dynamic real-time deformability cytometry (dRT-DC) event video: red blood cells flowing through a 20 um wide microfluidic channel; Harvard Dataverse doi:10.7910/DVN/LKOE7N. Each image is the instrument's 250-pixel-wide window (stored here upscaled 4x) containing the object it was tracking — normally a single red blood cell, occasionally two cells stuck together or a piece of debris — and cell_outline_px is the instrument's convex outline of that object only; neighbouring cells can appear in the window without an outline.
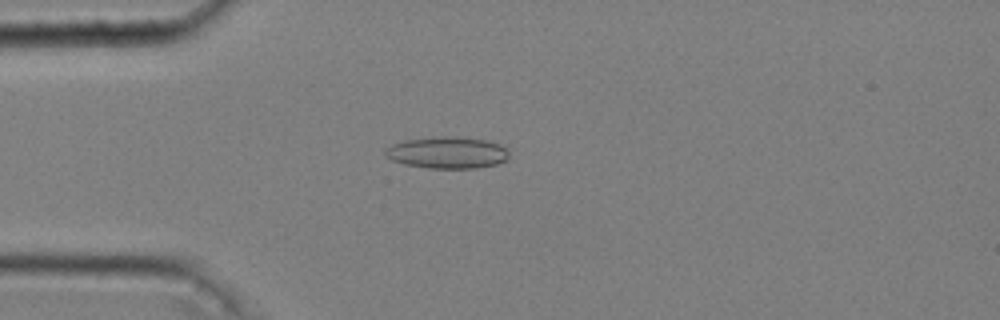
{"species": "common noctule bat (a hibernating species)", "species_latin": "Nyctalus noctula", "temperature_condition": "cold", "stored_images_in_passage": 51, "camera_frame_rate_fps": 3000, "um_per_image_px": 0.085, "animal": {"sex": "male", "body_mass_g": 20.4}, "frame": {"image": 1, "passage_image": 14, "time_ms": 4.333, "image_size_px": [1000, 320], "cell_outline_px": [[508, 160], [496, 164], [476, 168], [428, 168], [404, 164], [392, 160], [384, 156], [384, 148], [392, 144], [404, 140], [444, 136], [448, 136], [488, 140], [500, 144], [508, 152]], "centroid_in_image_um": [37.99, 12.97], "position_along_channel_um": 47.0, "area_um2": 22.95}}
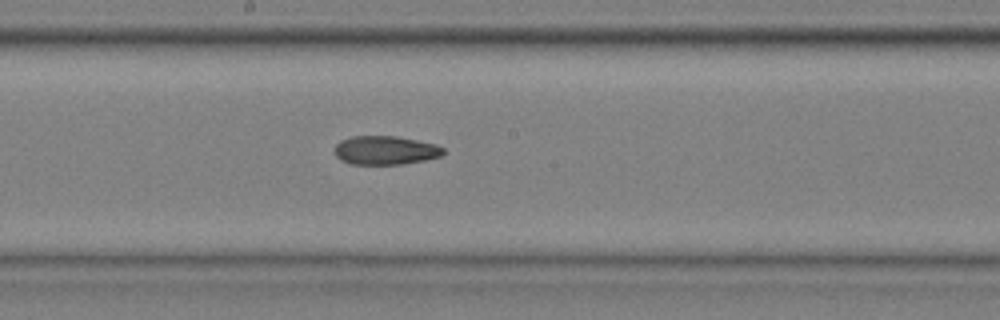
{"frame": {"image": 2, "passage_image": 29, "time_ms": 9.333, "image_size_px": [1000, 320], "cell_outline_px": [[444, 152], [440, 156], [424, 160], [404, 164], [352, 164], [340, 160], [336, 156], [336, 144], [340, 140], [352, 136], [396, 136], [436, 144], [444, 148]], "centroid_in_image_um": [32.75, 12.77], "position_along_channel_um": 215.5, "area_um2": 18.15}}
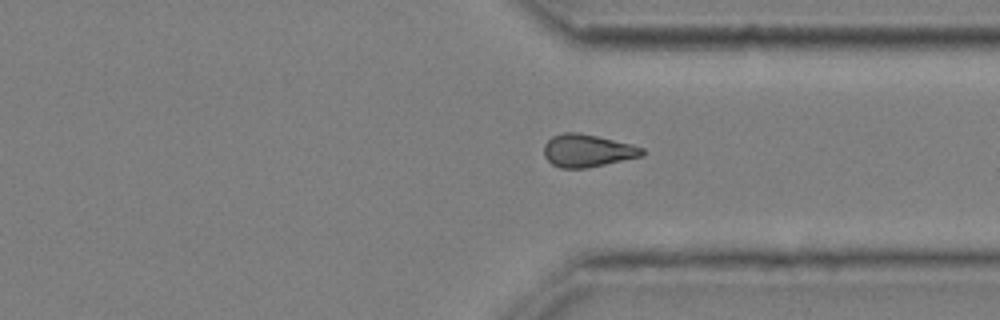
{"frame": {"image": 3, "passage_image": 41, "time_ms": 13.333, "image_size_px": [1000, 320], "cell_outline_px": [[644, 156], [588, 168], [560, 168], [552, 164], [544, 156], [544, 144], [552, 136], [564, 132], [580, 132], [632, 144], [644, 148]], "centroid_in_image_um": [49.94, 12.8], "position_along_channel_um": 361.5, "area_um2": 18.9}, "authors_computed_cell_mechanics": {"area_um2": 19.074, "velocity_mm_per_s": 3.6398, "shape_relaxation_time_tau1_ms": null, "shape_relaxation_time_tau2_ms": 7.5245, "deformation_change_tau1": null, "deformation_change_tau2": 0.1484}}